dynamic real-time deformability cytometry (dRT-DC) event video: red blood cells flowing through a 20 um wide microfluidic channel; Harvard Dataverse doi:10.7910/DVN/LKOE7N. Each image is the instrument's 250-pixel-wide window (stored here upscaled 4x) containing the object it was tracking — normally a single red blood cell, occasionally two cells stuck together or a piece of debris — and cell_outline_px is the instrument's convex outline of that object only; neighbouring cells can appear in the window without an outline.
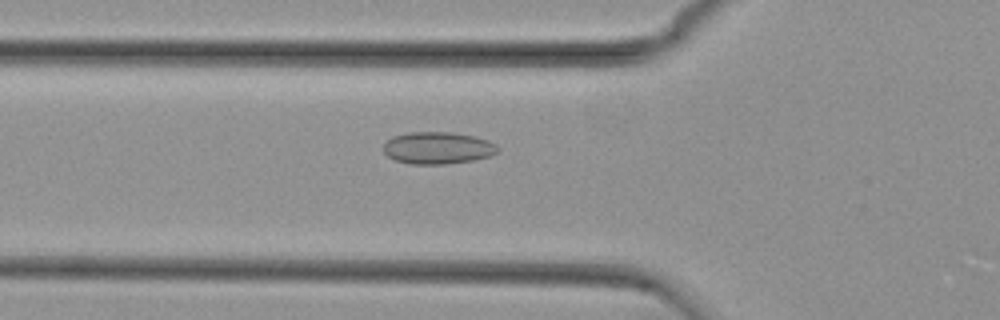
{"species": "common noctule bat (a hibernating species)", "species_latin": "Nyctalus noctula", "temperature_condition": "cold", "stored_images_in_passage": 43, "camera_frame_rate_fps": 3000, "um_per_image_px": 0.085, "animal": {"sex": "female", "body_mass_g": 29.2, "forearm_length_mm": 56.3}, "frame": {"image": 1, "passage_image": 8, "time_ms": 2.333, "image_size_px": [1000, 320], "cell_outline_px": [[500, 148], [496, 152], [488, 156], [472, 160], [444, 164], [412, 164], [396, 160], [388, 156], [384, 152], [384, 144], [392, 136], [408, 132], [452, 132], [476, 136], [488, 140], [496, 144]], "centroid_in_image_um": [37.21, 12.56], "position_along_channel_um": 88.6, "area_um2": 21.33}}
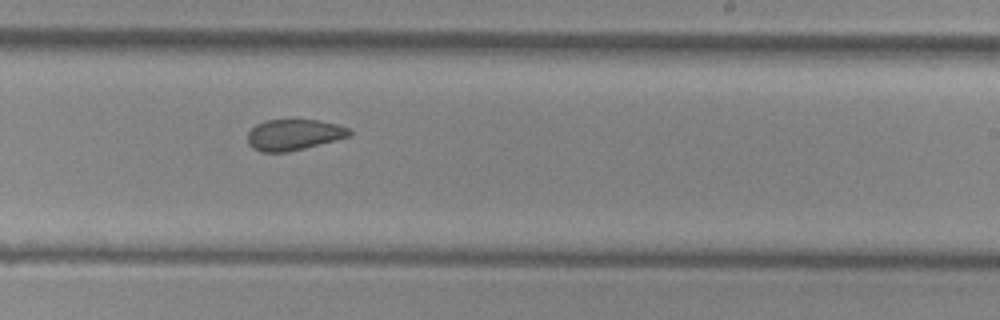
{"frame": {"image": 2, "passage_image": 22, "time_ms": 7.0, "image_size_px": [1000, 320], "cell_outline_px": [[352, 136], [288, 152], [260, 152], [252, 148], [248, 144], [248, 132], [256, 124], [264, 120], [292, 116], [320, 120], [336, 124], [348, 128], [352, 132]], "centroid_in_image_um": [24.96, 11.4], "position_along_channel_um": 264.0, "area_um2": 19.25}}
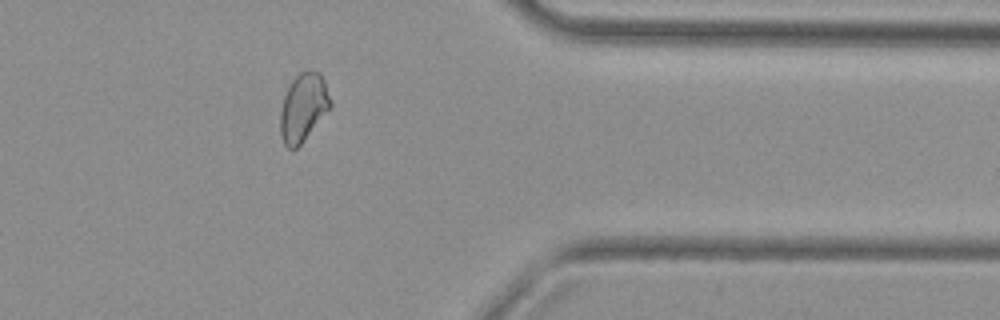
{"frame": {"image": 3, "passage_image": 33, "time_ms": 10.667, "image_size_px": [1000, 320], "cell_outline_px": [[332, 104], [304, 140], [296, 148], [288, 148], [284, 144], [280, 136], [280, 112], [284, 96], [292, 80], [300, 72], [320, 72], [324, 80], [332, 100]], "centroid_in_image_um": [25.77, 9.13], "position_along_channel_um": 385.6, "area_um2": 19.54}, "authors_computed_cell_mechanics": {"area_um2": 19.8254, "velocity_mm_per_s": 3.7496, "shape_relaxation_time_tau1_ms": null, "shape_relaxation_time_tau2_ms": 1.8806, "deformation_change_tau1": null, "deformation_change_tau2": 0.0696}}